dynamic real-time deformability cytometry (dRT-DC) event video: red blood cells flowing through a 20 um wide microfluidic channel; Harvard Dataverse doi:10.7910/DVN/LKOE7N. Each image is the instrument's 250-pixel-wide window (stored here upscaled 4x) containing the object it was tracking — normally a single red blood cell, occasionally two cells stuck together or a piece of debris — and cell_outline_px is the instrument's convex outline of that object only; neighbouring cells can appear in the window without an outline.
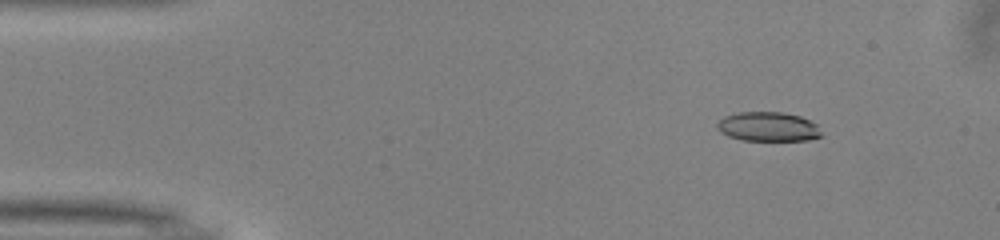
{"species": "common noctule bat (a hibernating species)", "species_latin": "Nyctalus noctula", "temperature_condition": "warm", "stored_images_in_passage": 51, "camera_frame_rate_fps": 3000, "um_per_image_px": 0.085, "animal": {"sex": "male", "body_mass_g": 13.0, "forearm_length_mm": 53.1}, "frame": {"image": 1, "passage_image": 6, "time_ms": 1.667, "image_size_px": [1000, 240], "cell_outline_px": [[824, 136], [808, 140], [740, 140], [728, 136], [720, 132], [716, 128], [716, 124], [724, 116], [740, 112], [784, 112], [800, 116], [820, 124]], "centroid_in_image_um": [65.35, 10.77], "position_along_channel_um": 19.7, "area_um2": 18.21}}
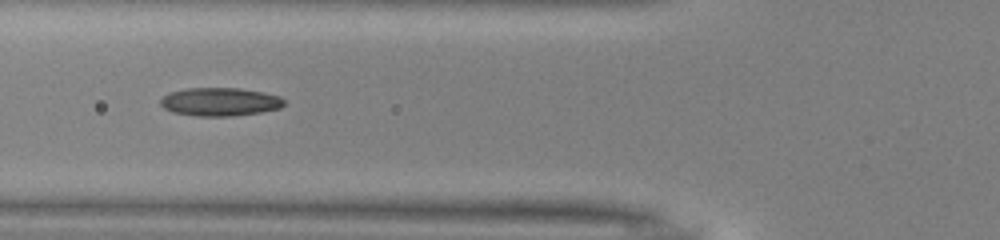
{"frame": {"image": 2, "passage_image": 19, "time_ms": 6.0, "image_size_px": [1000, 240], "cell_outline_px": [[284, 104], [280, 108], [260, 112], [232, 116], [196, 116], [172, 112], [164, 108], [160, 104], [160, 100], [168, 92], [188, 88], [240, 88], [264, 92], [280, 96], [284, 100]], "centroid_in_image_um": [18.69, 8.65], "position_along_channel_um": 107.1, "area_um2": 20.46}}
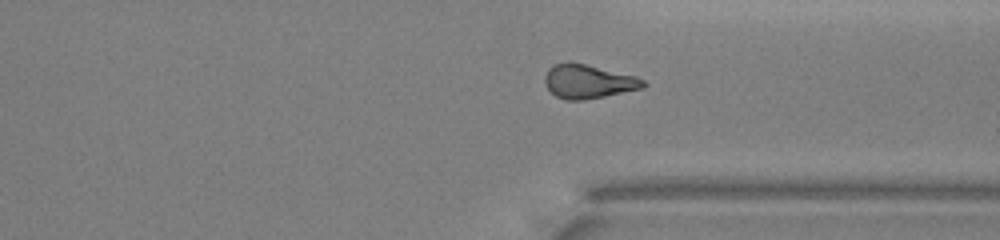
{"frame": {"image": 3, "passage_image": 38, "time_ms": 12.333, "image_size_px": [1000, 240], "cell_outline_px": [[648, 84], [644, 88], [584, 100], [564, 100], [556, 96], [544, 84], [544, 76], [548, 68], [552, 64], [568, 60], [572, 60], [636, 76], [644, 80]], "centroid_in_image_um": [49.98, 6.89], "position_along_channel_um": 361.4, "area_um2": 19.94}, "authors_computed_cell_mechanics": {"area_um2": 19.363, "velocity_mm_per_s": 4.0173, "shape_relaxation_time_tau1_ms": 7.8453, "shape_relaxation_time_tau2_ms": 9.2631, "deformation_change_tau1": 0.1965, "deformation_change_tau2": 0.2189}}